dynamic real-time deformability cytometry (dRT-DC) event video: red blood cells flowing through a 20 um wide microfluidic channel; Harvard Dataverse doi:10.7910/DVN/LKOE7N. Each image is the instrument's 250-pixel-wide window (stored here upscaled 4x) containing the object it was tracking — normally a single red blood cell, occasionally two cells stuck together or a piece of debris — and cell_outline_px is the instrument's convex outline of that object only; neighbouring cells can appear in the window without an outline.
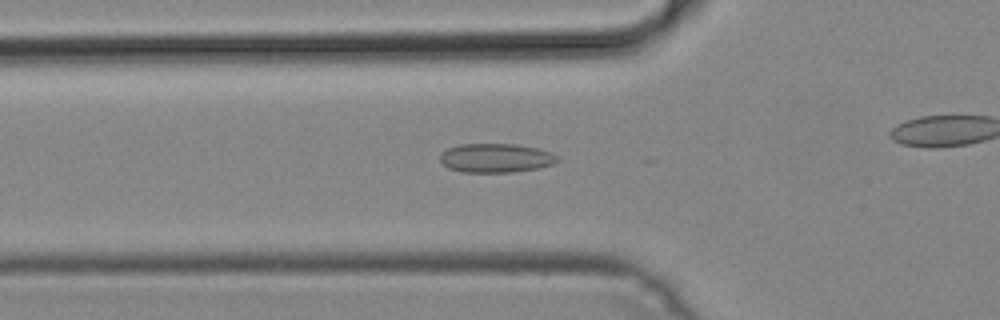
{"species": "common noctule bat (a hibernating species)", "species_latin": "Nyctalus noctula", "temperature_condition": "cold", "stored_images_in_passage": 41, "segment_of_instrument_passage": [1, 2], "camera_frame_rate_fps": 3000, "um_per_image_px": 0.085, "animal": {"sex": "male", "body_mass_g": 19.2, "forearm_length_mm": 51.8}, "frame": {"image": 1, "passage_image": 18, "time_ms": 5.667, "image_size_px": [1000, 320], "cell_outline_px": [[560, 160], [552, 164], [540, 168], [512, 172], [460, 172], [448, 168], [440, 160], [440, 152], [448, 148], [460, 144], [516, 144], [536, 148], [552, 152]], "centroid_in_image_um": [42.14, 13.43], "position_along_channel_um": 83.7, "area_um2": 19.94}}
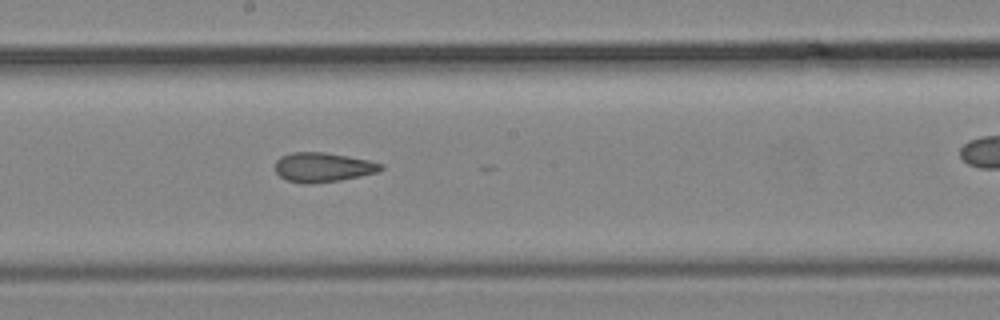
{"frame": {"image": 2, "passage_image": 28, "time_ms": 9.0, "image_size_px": [1000, 320], "cell_outline_px": [[384, 168], [376, 172], [360, 176], [340, 180], [312, 184], [304, 184], [288, 180], [280, 176], [276, 172], [276, 160], [280, 156], [292, 152], [324, 152], [348, 156], [368, 160], [384, 164]], "centroid_in_image_um": [27.44, 14.21], "position_along_channel_um": 220.8, "area_um2": 18.15}}
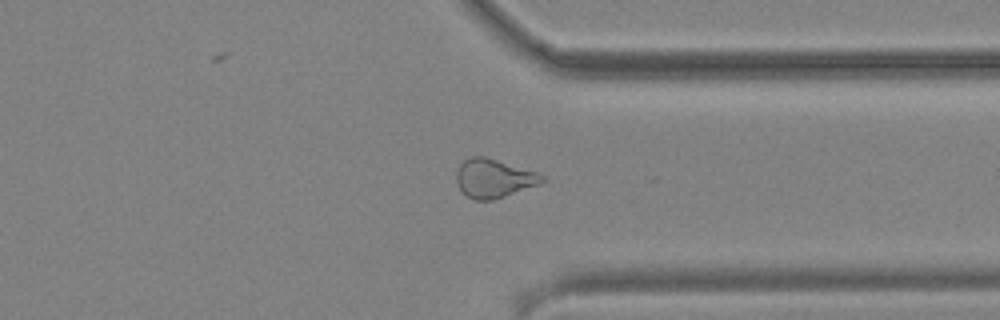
{"frame": {"image": 3, "passage_image": 39, "time_ms": 12.667, "image_size_px": [1000, 320], "cell_outline_px": [[548, 180], [540, 184], [492, 200], [472, 200], [464, 196], [456, 180], [456, 172], [460, 164], [464, 160], [472, 156], [484, 156], [536, 172], [544, 176]], "centroid_in_image_um": [41.95, 15.17], "position_along_channel_um": 369.4, "area_um2": 19.31}}